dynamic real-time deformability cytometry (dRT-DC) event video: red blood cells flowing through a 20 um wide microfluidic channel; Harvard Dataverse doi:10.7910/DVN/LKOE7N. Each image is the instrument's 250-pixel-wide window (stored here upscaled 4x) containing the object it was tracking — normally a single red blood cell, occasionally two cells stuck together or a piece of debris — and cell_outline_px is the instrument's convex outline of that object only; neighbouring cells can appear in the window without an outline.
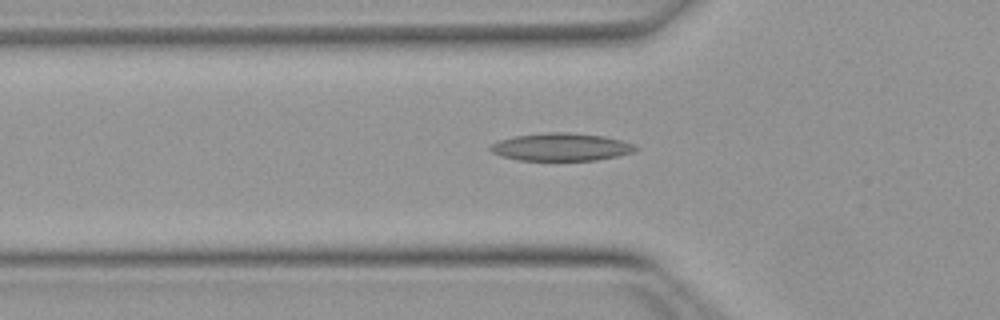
{"species": "Egyptian fruit bat (a non-hibernating species)", "species_latin": "Rousettus aegyptiacus", "temperature_condition": "warm", "stored_images_in_passage": 38, "camera_frame_rate_fps": 3000, "um_per_image_px": 0.085, "animal": {"sex": "female"}, "frame": {"image": 1, "passage_image": 10, "time_ms": 3.0, "image_size_px": [1000, 320], "cell_outline_px": [[640, 148], [632, 152], [616, 156], [596, 160], [520, 160], [500, 156], [492, 152], [488, 148], [496, 140], [516, 136], [544, 132], [572, 132], [604, 136], [620, 140], [632, 144]], "centroid_in_image_um": [47.66, 12.48], "position_along_channel_um": 78.1, "area_um2": 23.47}}
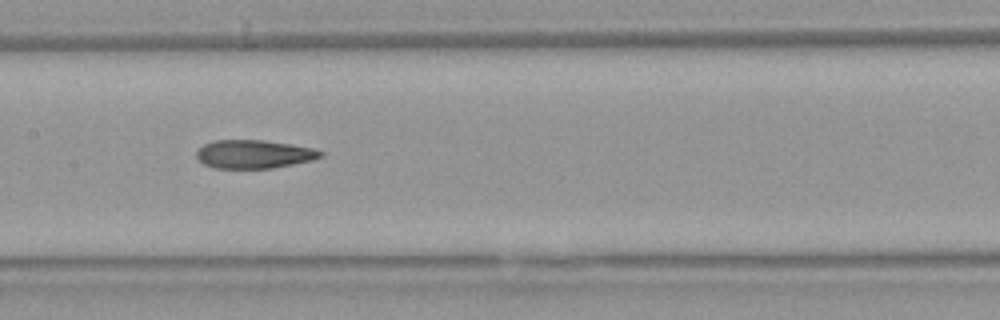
{"frame": {"image": 2, "passage_image": 18, "time_ms": 5.667, "image_size_px": [1000, 320], "cell_outline_px": [[324, 156], [312, 160], [272, 168], [216, 168], [204, 164], [196, 156], [196, 148], [212, 140], [264, 140], [312, 148], [324, 152]], "centroid_in_image_um": [21.55, 13.09], "position_along_channel_um": 185.8, "area_um2": 20.52}}
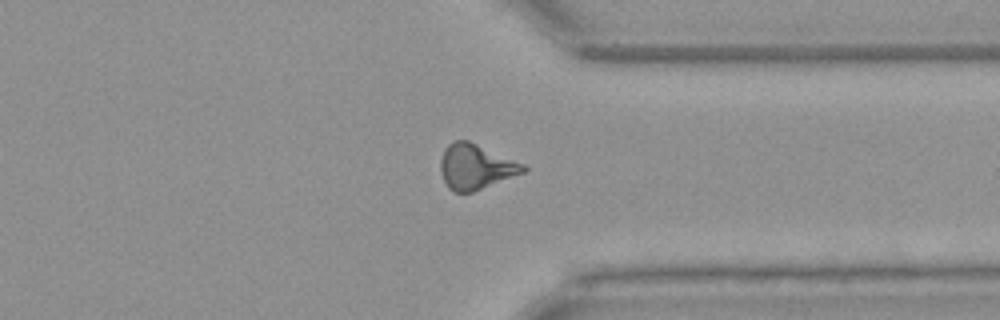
{"frame": {"image": 3, "passage_image": 32, "time_ms": 10.333, "image_size_px": [1000, 320], "cell_outline_px": [[528, 168], [524, 172], [472, 192], [452, 192], [448, 188], [440, 172], [440, 160], [444, 148], [448, 144], [456, 140], [468, 140], [524, 164]], "centroid_in_image_um": [40.4, 14.17], "position_along_channel_um": 371.0, "area_um2": 21.62}, "authors_computed_cell_mechanics": {"area_um2": 21.4149, "velocity_mm_per_s": 4.0147, "shape_relaxation_time_tau1_ms": null, "shape_relaxation_time_tau2_ms": 3.9092, "deformation_change_tau1": null, "deformation_change_tau2": 0.1419}}